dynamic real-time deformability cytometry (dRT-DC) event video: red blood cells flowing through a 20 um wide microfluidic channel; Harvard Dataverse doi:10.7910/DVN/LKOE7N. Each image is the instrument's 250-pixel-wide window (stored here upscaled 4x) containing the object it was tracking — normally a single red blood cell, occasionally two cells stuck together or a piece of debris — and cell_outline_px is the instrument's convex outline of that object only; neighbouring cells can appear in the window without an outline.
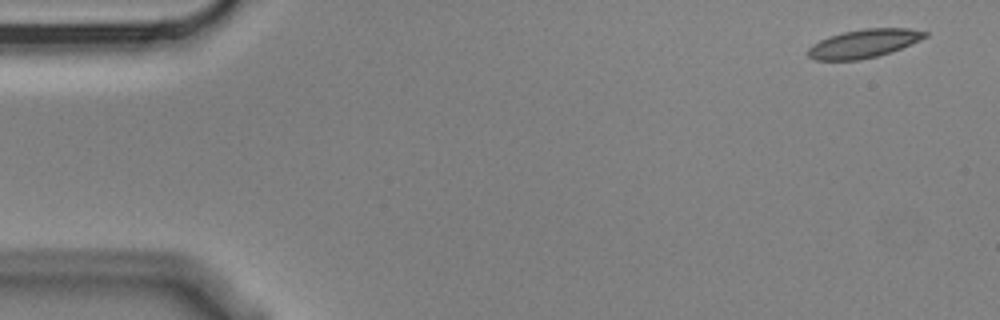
{"species": "Egyptian fruit bat (a non-hibernating species)", "species_latin": "Rousettus aegyptiacus", "temperature_condition": "cold", "stored_images_in_passage": 9, "camera_frame_rate_fps": 3000, "um_per_image_px": 0.085, "animal": {"sex": "male"}, "frame": {"image": 1, "passage_image": 1, "time_ms": 0.0, "image_size_px": [1000, 320], "cell_outline_px": [[928, 36], [920, 40], [892, 52], [880, 56], [860, 60], [816, 60], [808, 56], [808, 48], [812, 44], [828, 36], [844, 32], [864, 28], [908, 28], [928, 32]], "centroid_in_image_um": [73.44, 3.7], "position_along_channel_um": 11.6, "area_um2": 19.54}}
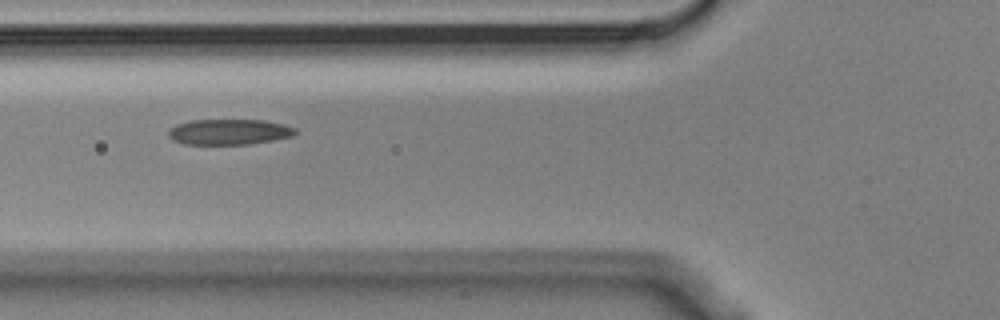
{"frame": {"image": 2, "passage_image": 6, "time_ms": 1.667, "image_size_px": [1000, 320], "cell_outline_px": [[296, 132], [292, 136], [272, 140], [248, 144], [184, 144], [172, 140], [168, 136], [168, 132], [176, 124], [192, 120], [264, 120], [284, 124], [296, 128]], "centroid_in_image_um": [19.46, 11.21], "position_along_channel_um": 106.3, "area_um2": 18.84}}
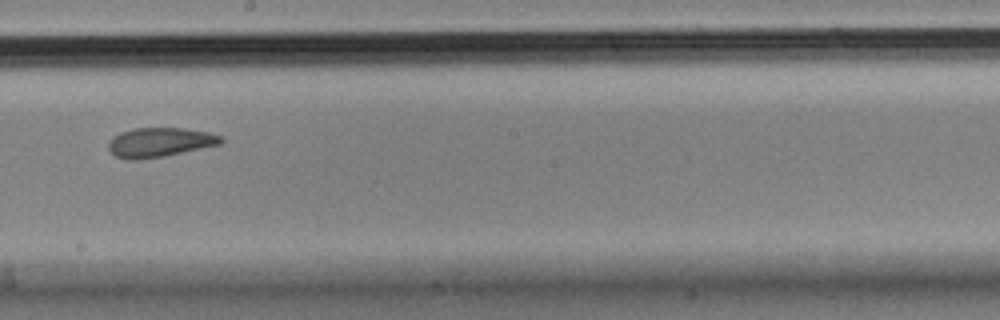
{"frame": {"image": 3, "passage_image": 9, "time_ms": 2.667, "image_size_px": [1000, 320], "cell_outline_px": [[224, 140], [220, 144], [164, 156], [140, 160], [128, 160], [116, 156], [108, 148], [108, 144], [112, 136], [120, 132], [132, 128], [184, 128], [208, 132], [220, 136]], "centroid_in_image_um": [13.54, 12.09], "position_along_channel_um": 234.7, "area_um2": 19.25}}